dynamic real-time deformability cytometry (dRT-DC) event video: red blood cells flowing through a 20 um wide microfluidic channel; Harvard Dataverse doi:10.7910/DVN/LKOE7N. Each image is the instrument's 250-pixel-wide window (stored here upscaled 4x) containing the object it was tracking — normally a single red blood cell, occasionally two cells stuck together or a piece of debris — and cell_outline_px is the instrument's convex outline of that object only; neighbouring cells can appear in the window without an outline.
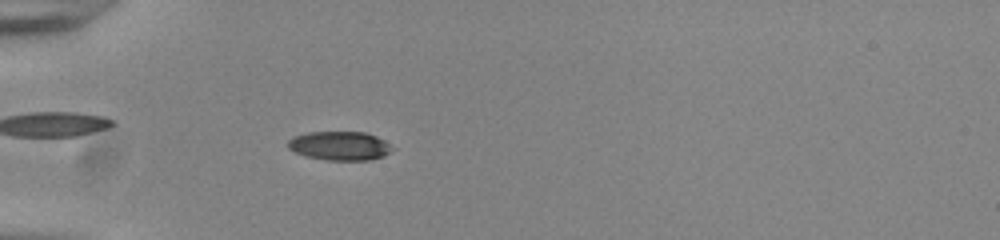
{"species": "common noctule bat (a hibernating species)", "species_latin": "Nyctalus noctula", "temperature_condition": "room temperature", "stored_images_in_passage": 55, "camera_frame_rate_fps": 3000, "um_per_image_px": 0.085, "animal": {"sex": "male", "body_mass_g": 20.0, "forearm_length_mm": 53.3}, "frame": {"image": 1, "passage_image": 19, "time_ms": 6.0, "image_size_px": [1000, 240], "cell_outline_px": [[396, 148], [384, 156], [368, 160], [328, 160], [308, 156], [296, 152], [288, 148], [288, 140], [292, 136], [308, 132], [364, 132], [376, 136], [384, 140]], "centroid_in_image_um": [28.9, 12.38], "position_along_channel_um": 56.1, "area_um2": 17.57}}
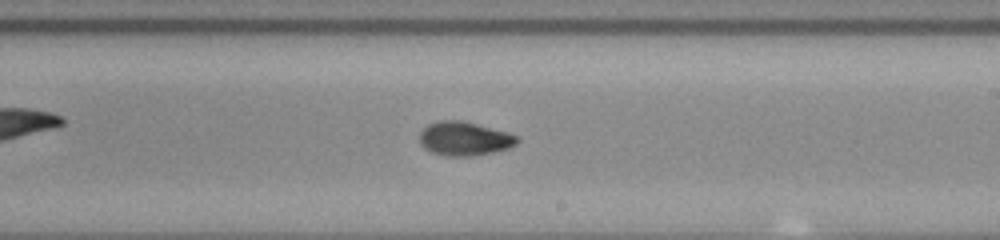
{"frame": {"image": 2, "passage_image": 35, "time_ms": 11.333, "image_size_px": [1000, 240], "cell_outline_px": [[520, 140], [516, 144], [508, 148], [492, 152], [472, 156], [444, 156], [432, 152], [424, 148], [420, 144], [420, 132], [428, 124], [440, 120], [460, 120], [508, 132], [520, 136]], "centroid_in_image_um": [39.48, 11.79], "position_along_channel_um": 249.5, "area_um2": 19.31}}
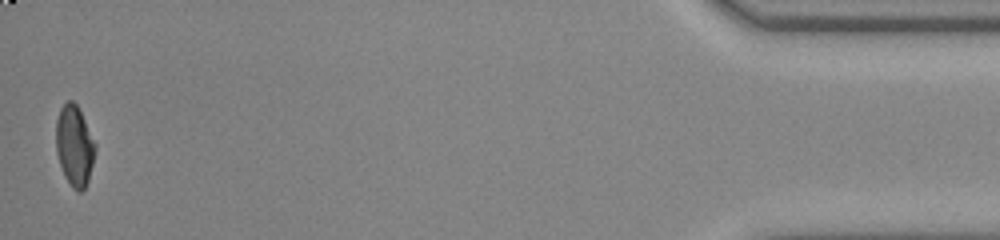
{"frame": {"image": 3, "passage_image": 55, "time_ms": 18.0, "image_size_px": [1000, 240], "cell_outline_px": [[96, 148], [88, 180], [84, 188], [80, 192], [76, 192], [72, 188], [64, 176], [56, 152], [56, 120], [60, 108], [68, 100], [72, 100], [76, 104], [96, 144]], "centroid_in_image_um": [6.31, 12.4], "position_along_channel_um": 428.9, "area_um2": 18.26}, "authors_computed_cell_mechanics": {"area_um2": 18.3804, "velocity_mm_per_s": 3.8886, "shape_relaxation_time_tau1_ms": 4.487, "shape_relaxation_time_tau2_ms": 2.1408, "deformation_change_tau1": 0.1694, "deformation_change_tau2": 0.0647}}